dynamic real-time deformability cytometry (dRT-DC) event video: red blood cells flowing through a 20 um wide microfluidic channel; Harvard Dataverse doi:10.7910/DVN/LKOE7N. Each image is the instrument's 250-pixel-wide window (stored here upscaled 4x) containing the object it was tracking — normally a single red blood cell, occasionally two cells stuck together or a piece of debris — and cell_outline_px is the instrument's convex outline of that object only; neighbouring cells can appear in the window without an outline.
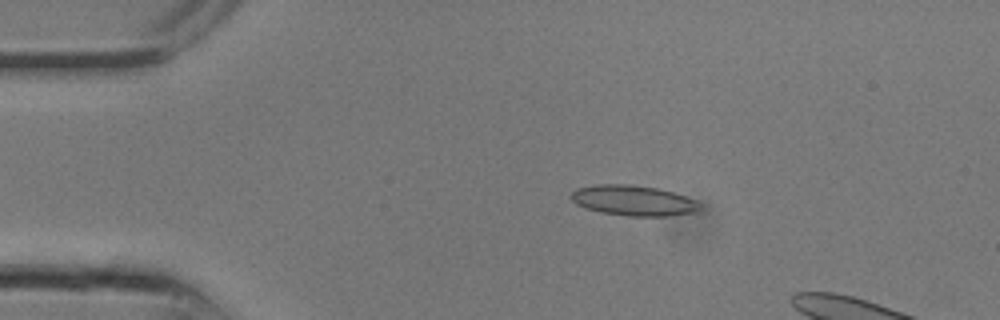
{"species": "common noctule bat (a hibernating species)", "species_latin": "Nyctalus noctula", "temperature_condition": "room temperature", "stored_images_in_passage": 8, "camera_frame_rate_fps": 3000, "um_per_image_px": 0.085, "animal": {"sex": "male", "body_mass_g": 13.3}, "frame": {"image": 1, "passage_image": 2, "time_ms": 0.333, "image_size_px": [1000, 320], "cell_outline_px": [[704, 204], [696, 212], [668, 216], [628, 216], [600, 212], [584, 208], [576, 204], [568, 196], [576, 188], [596, 184], [628, 184], [656, 188], [672, 192], [696, 200]], "centroid_in_image_um": [53.82, 17.05], "position_along_channel_um": 31.2, "area_um2": 23.0}}
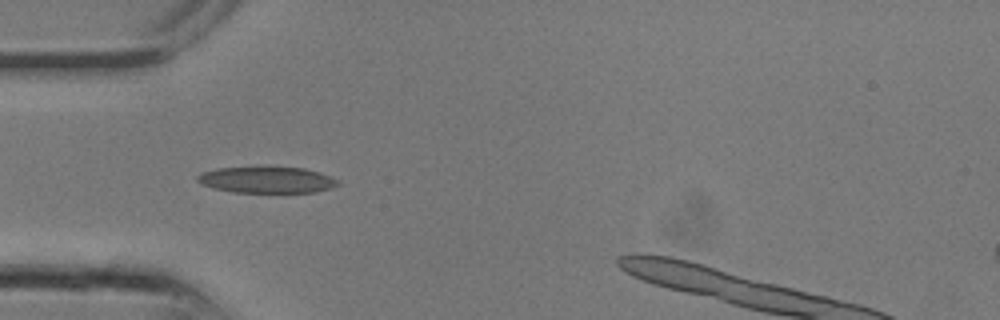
{"frame": {"image": 2, "passage_image": 5, "time_ms": 1.333, "image_size_px": [1000, 320], "cell_outline_px": [[340, 184], [316, 192], [232, 192], [212, 188], [200, 184], [196, 180], [196, 176], [204, 172], [220, 168], [304, 168], [320, 172], [332, 176], [340, 180]], "centroid_in_image_um": [22.7, 15.3], "position_along_channel_um": 62.3, "area_um2": 21.27}}
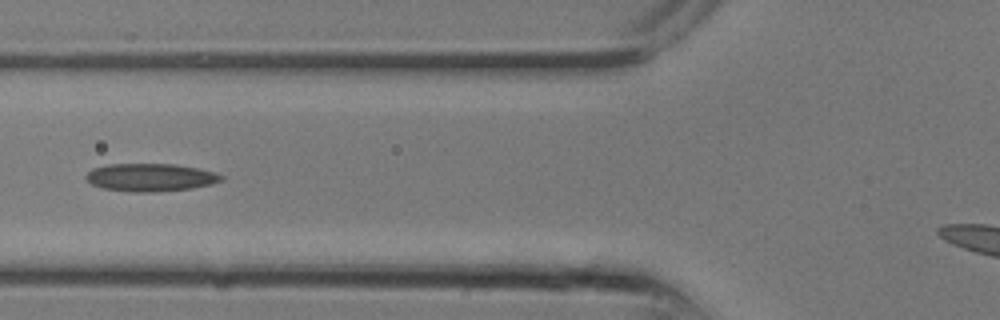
{"frame": {"image": 3, "passage_image": 7, "time_ms": 2.0, "image_size_px": [1000, 320], "cell_outline_px": [[224, 180], [212, 184], [192, 188], [152, 192], [136, 192], [104, 188], [92, 184], [84, 176], [92, 168], [108, 164], [176, 164], [200, 168], [224, 176]], "centroid_in_image_um": [12.81, 15.07], "position_along_channel_um": 113.0, "area_um2": 21.91}}